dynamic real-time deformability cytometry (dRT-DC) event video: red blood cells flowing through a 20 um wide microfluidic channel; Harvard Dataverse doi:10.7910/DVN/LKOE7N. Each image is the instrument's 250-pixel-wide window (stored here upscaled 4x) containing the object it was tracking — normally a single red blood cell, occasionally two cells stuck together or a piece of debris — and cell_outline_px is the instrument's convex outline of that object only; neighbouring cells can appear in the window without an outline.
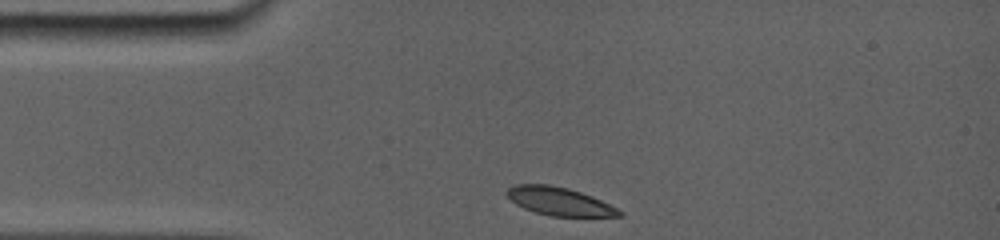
{"species": "common noctule bat (a hibernating species)", "species_latin": "Nyctalus noctula", "temperature_condition": "room temperature", "stored_images_in_passage": 32, "camera_frame_rate_fps": 5000, "um_per_image_px": 0.085, "animal": {"sex": "female", "body_mass_g": 19.0, "forearm_length_mm": 56.7}, "frame": {"image": 1, "passage_image": 1, "time_ms": 0.0, "image_size_px": [1000, 240], "cell_outline_px": [[624, 216], [548, 216], [524, 208], [516, 204], [504, 192], [512, 184], [548, 184], [568, 188], [592, 196], [624, 212]], "centroid_in_image_um": [47.52, 17.11], "position_along_channel_um": 37.5, "area_um2": 18.38}}
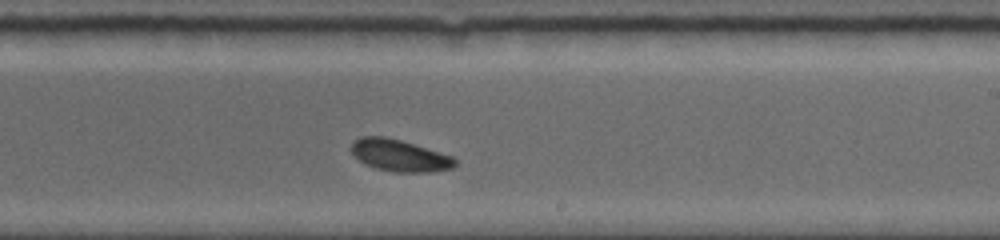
{"frame": {"image": 2, "passage_image": 19, "time_ms": 6.4, "image_size_px": [1000, 240], "cell_outline_px": [[456, 164], [452, 168], [428, 172], [396, 172], [376, 168], [364, 164], [352, 152], [352, 144], [360, 136], [384, 136], [400, 140], [452, 156], [456, 160]], "centroid_in_image_um": [33.96, 13.22], "position_along_channel_um": 255.0, "area_um2": 18.9}}
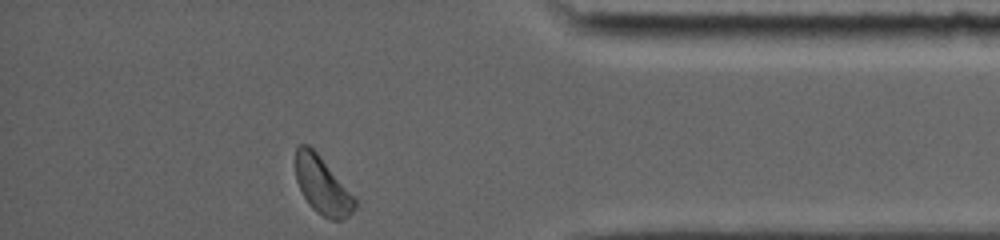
{"frame": {"image": 3, "passage_image": 32, "time_ms": 10.8, "image_size_px": [1000, 240], "cell_outline_px": [[356, 208], [348, 216], [340, 220], [332, 220], [316, 212], [308, 204], [296, 180], [296, 148], [300, 144], [308, 144], [320, 156], [356, 200]], "centroid_in_image_um": [27.38, 15.78], "position_along_channel_um": 407.8, "area_um2": 19.36}, "authors_computed_cell_mechanics": {"area_um2": 19.4208, "velocity_mm_per_s": 3.7857, "shape_relaxation_time_tau1_ms": 2.4605, "shape_relaxation_time_tau2_ms": 3.9994, "deformation_change_tau1": 0.1164, "deformation_change_tau2": 0.0582}}